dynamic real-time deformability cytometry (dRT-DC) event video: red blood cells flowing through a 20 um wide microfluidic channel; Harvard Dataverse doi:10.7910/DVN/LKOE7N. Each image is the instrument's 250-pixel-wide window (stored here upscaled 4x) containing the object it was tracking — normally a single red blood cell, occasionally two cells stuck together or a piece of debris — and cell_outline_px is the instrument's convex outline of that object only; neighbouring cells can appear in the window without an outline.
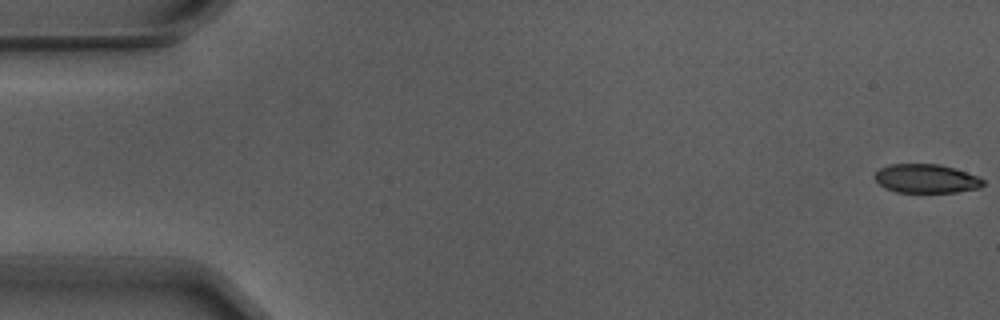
{"species": "Egyptian fruit bat (a non-hibernating species)", "species_latin": "Rousettus aegyptiacus", "temperature_condition": "warm", "stored_images_in_passage": 13, "camera_frame_rate_fps": 3000, "um_per_image_px": 0.085, "animal": {"sex": "male"}, "frame": {"image": 1, "passage_image": 1, "time_ms": 0.0, "image_size_px": [1000, 320], "cell_outline_px": [[984, 184], [980, 188], [956, 192], [896, 192], [884, 188], [876, 180], [876, 172], [880, 168], [892, 164], [940, 164], [956, 168], [976, 176], [984, 180]], "centroid_in_image_um": [78.75, 15.18], "position_along_channel_um": 6.3, "area_um2": 18.15}}